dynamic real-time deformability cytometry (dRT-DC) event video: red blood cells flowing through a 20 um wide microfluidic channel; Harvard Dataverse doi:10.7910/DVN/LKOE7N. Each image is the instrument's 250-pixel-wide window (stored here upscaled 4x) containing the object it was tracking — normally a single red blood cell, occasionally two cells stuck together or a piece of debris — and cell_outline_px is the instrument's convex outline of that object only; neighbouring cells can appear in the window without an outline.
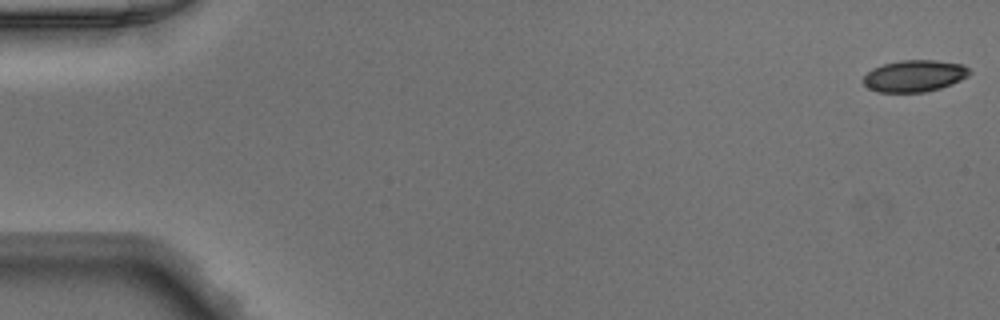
{"species": "Egyptian fruit bat (a non-hibernating species)", "species_latin": "Rousettus aegyptiacus", "temperature_condition": "warm", "stored_images_in_passage": 49, "camera_frame_rate_fps": 3000, "um_per_image_px": 0.085, "animal": {"sex": "male"}, "frame": {"image": 1, "passage_image": 1, "time_ms": 0.0, "image_size_px": [1000, 320], "cell_outline_px": [[972, 72], [968, 76], [952, 84], [940, 88], [924, 92], [876, 92], [868, 88], [860, 80], [872, 68], [884, 64], [900, 60], [936, 60], [964, 64]], "centroid_in_image_um": [77.72, 6.45], "position_along_channel_um": 7.3, "area_um2": 19.83}}
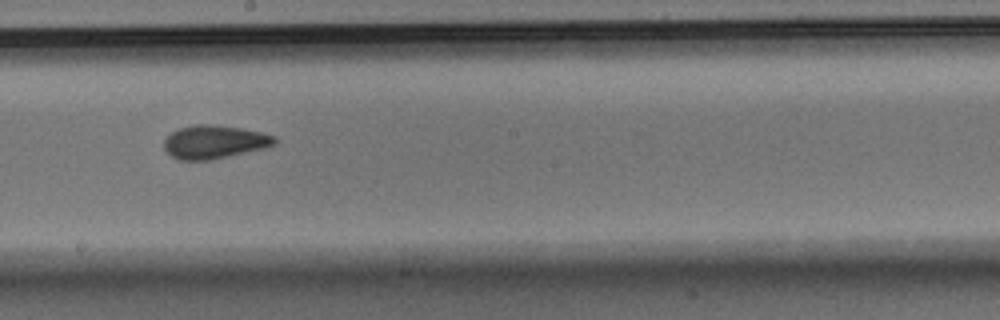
{"frame": {"image": 2, "passage_image": 28, "time_ms": 9.0, "image_size_px": [1000, 320], "cell_outline_px": [[276, 144], [264, 148], [212, 160], [180, 160], [172, 156], [164, 148], [164, 136], [180, 128], [196, 124], [216, 124], [240, 128], [260, 132], [276, 136]], "centroid_in_image_um": [18.21, 12.06], "position_along_channel_um": 230.0, "area_um2": 21.56}}
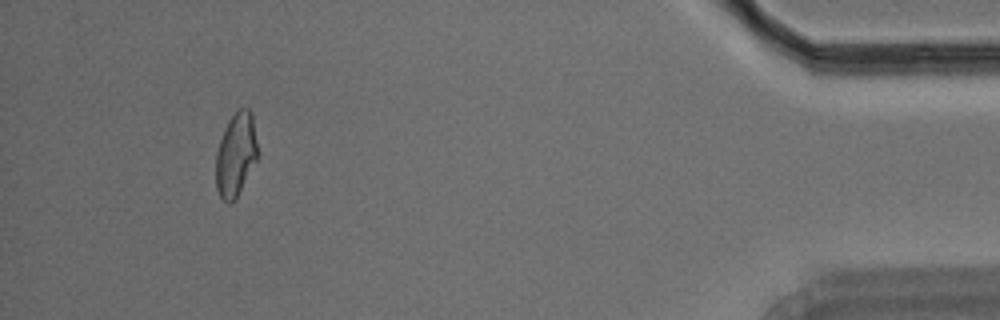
{"frame": {"image": 3, "passage_image": 46, "time_ms": 15.0, "image_size_px": [1000, 320], "cell_outline_px": [[260, 156], [236, 200], [232, 204], [228, 204], [220, 196], [216, 188], [216, 152], [224, 128], [228, 120], [240, 108], [248, 108], [252, 112]], "centroid_in_image_um": [20.08, 13.17], "position_along_channel_um": 415.1, "area_um2": 20.98}}